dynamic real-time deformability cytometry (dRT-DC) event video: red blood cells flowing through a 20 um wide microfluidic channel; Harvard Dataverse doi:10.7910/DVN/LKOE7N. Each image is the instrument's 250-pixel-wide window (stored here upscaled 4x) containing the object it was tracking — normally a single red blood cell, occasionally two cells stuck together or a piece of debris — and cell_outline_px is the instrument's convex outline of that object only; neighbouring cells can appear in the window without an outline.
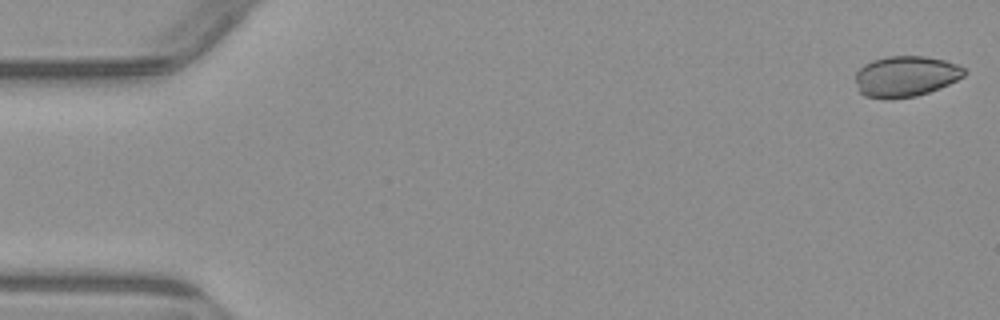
{"species": "common noctule bat (a hibernating species)", "species_latin": "Nyctalus noctula", "temperature_condition": "warm", "stored_images_in_passage": 5, "camera_frame_rate_fps": 3000, "um_per_image_px": 0.085, "animal": {"sex": "male", "body_mass_g": 23.1, "forearm_length_mm": 52.7}, "frame": {"image": 1, "passage_image": 1, "time_ms": 0.0, "image_size_px": [1000, 320], "cell_outline_px": [[968, 72], [964, 76], [940, 88], [916, 96], [864, 96], [860, 92], [856, 84], [856, 72], [864, 64], [872, 60], [884, 56], [924, 56], [944, 60], [960, 64]], "centroid_in_image_um": [77.03, 6.43], "position_along_channel_um": 8.0, "area_um2": 25.43}}
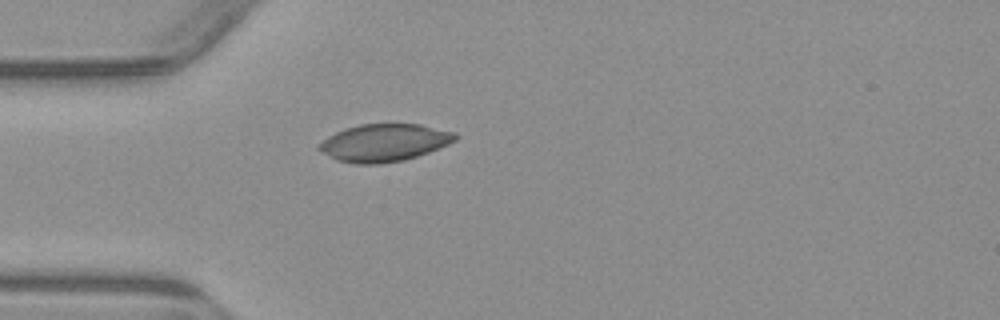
{"frame": {"image": 2, "passage_image": 5, "time_ms": 4.667, "image_size_px": [1000, 320], "cell_outline_px": [[460, 136], [456, 140], [448, 144], [428, 152], [404, 160], [380, 164], [352, 164], [336, 160], [316, 148], [316, 144], [328, 136], [344, 128], [360, 124], [420, 124], [456, 132]], "centroid_in_image_um": [32.64, 12.13], "position_along_channel_um": 52.4, "area_um2": 30.0}}